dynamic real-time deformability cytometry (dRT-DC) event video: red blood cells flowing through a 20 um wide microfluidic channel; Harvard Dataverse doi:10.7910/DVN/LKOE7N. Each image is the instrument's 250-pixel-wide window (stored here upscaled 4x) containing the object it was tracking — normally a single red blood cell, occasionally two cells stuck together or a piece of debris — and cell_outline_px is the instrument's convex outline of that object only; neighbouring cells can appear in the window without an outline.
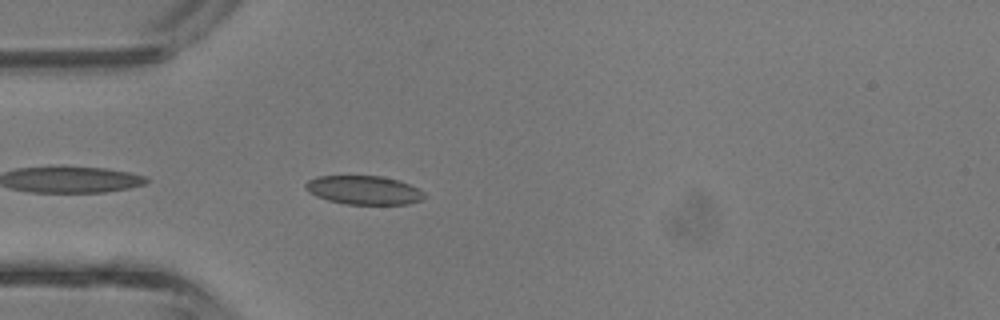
{"species": "common noctule bat (a hibernating species)", "species_latin": "Nyctalus noctula", "temperature_condition": "room temperature", "stored_images_in_passage": 31, "camera_frame_rate_fps": 3000, "um_per_image_px": 0.085, "animal": {"sex": "male", "body_mass_g": 13.3}, "frame": {"image": 1, "passage_image": 1, "time_ms": 0.0, "image_size_px": [1000, 320], "cell_outline_px": [[424, 196], [420, 200], [408, 204], [344, 204], [328, 200], [316, 196], [308, 192], [304, 188], [304, 184], [308, 180], [316, 176], [380, 176], [396, 180], [408, 184], [424, 192]], "centroid_in_image_um": [30.86, 16.16], "position_along_channel_um": 54.1, "area_um2": 19.77}}
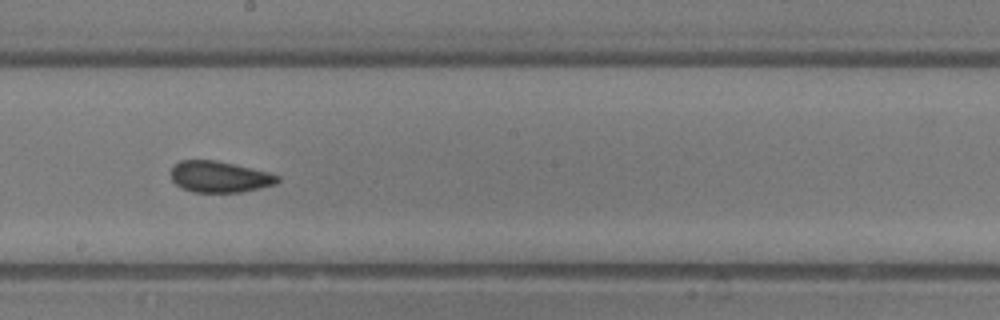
{"frame": {"image": 2, "passage_image": 12, "time_ms": 3.667, "image_size_px": [1000, 320], "cell_outline_px": [[280, 180], [276, 184], [260, 188], [240, 192], [192, 192], [180, 188], [172, 180], [172, 168], [180, 160], [216, 160], [268, 172], [280, 176]], "centroid_in_image_um": [18.66, 15.03], "position_along_channel_um": 229.5, "area_um2": 19.36}}
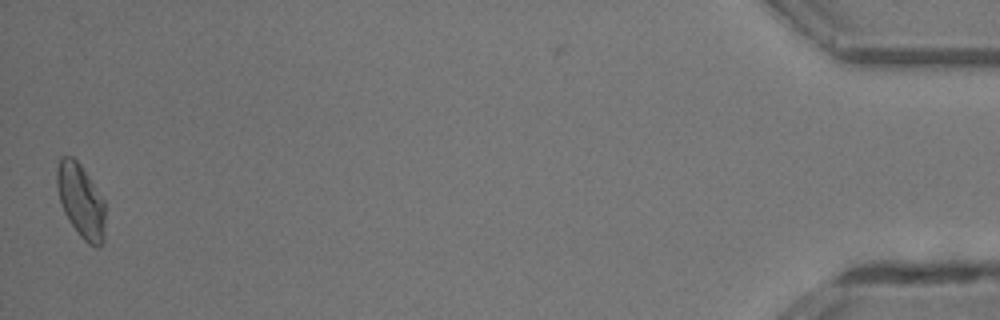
{"frame": {"image": 3, "passage_image": 30, "time_ms": 9.667, "image_size_px": [1000, 320], "cell_outline_px": [[104, 240], [100, 248], [96, 248], [88, 244], [80, 236], [64, 212], [60, 200], [56, 184], [56, 168], [60, 156], [72, 156], [80, 164], [104, 200]], "centroid_in_image_um": [6.87, 17.07], "position_along_channel_um": 428.3, "area_um2": 20.69}, "authors_computed_cell_mechanics": {"area_um2": 19.5942, "velocity_mm_per_s": 4.9621, "shape_relaxation_time_tau1_ms": 3.4446, "shape_relaxation_time_tau2_ms": 1.2338, "deformation_change_tau1": 0.0864, "deformation_change_tau2": 0.0552}}